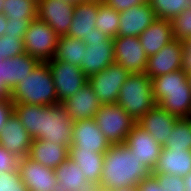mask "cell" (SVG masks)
<instances>
[{
	"label": "cell",
	"instance_id": "cell-1",
	"mask_svg": "<svg viewBox=\"0 0 191 191\" xmlns=\"http://www.w3.org/2000/svg\"><path fill=\"white\" fill-rule=\"evenodd\" d=\"M151 174L126 144H111L104 153L100 183L110 191L137 186Z\"/></svg>",
	"mask_w": 191,
	"mask_h": 191
},
{
	"label": "cell",
	"instance_id": "cell-2",
	"mask_svg": "<svg viewBox=\"0 0 191 191\" xmlns=\"http://www.w3.org/2000/svg\"><path fill=\"white\" fill-rule=\"evenodd\" d=\"M13 103L55 105L57 95L48 63L37 67L8 94Z\"/></svg>",
	"mask_w": 191,
	"mask_h": 191
},
{
	"label": "cell",
	"instance_id": "cell-3",
	"mask_svg": "<svg viewBox=\"0 0 191 191\" xmlns=\"http://www.w3.org/2000/svg\"><path fill=\"white\" fill-rule=\"evenodd\" d=\"M116 103L137 122L156 105L151 78L145 73H130L120 89Z\"/></svg>",
	"mask_w": 191,
	"mask_h": 191
},
{
	"label": "cell",
	"instance_id": "cell-4",
	"mask_svg": "<svg viewBox=\"0 0 191 191\" xmlns=\"http://www.w3.org/2000/svg\"><path fill=\"white\" fill-rule=\"evenodd\" d=\"M73 122L62 103L41 105L40 140L72 146Z\"/></svg>",
	"mask_w": 191,
	"mask_h": 191
},
{
	"label": "cell",
	"instance_id": "cell-5",
	"mask_svg": "<svg viewBox=\"0 0 191 191\" xmlns=\"http://www.w3.org/2000/svg\"><path fill=\"white\" fill-rule=\"evenodd\" d=\"M93 119L110 144H124L128 133L136 124L117 103L101 104Z\"/></svg>",
	"mask_w": 191,
	"mask_h": 191
},
{
	"label": "cell",
	"instance_id": "cell-6",
	"mask_svg": "<svg viewBox=\"0 0 191 191\" xmlns=\"http://www.w3.org/2000/svg\"><path fill=\"white\" fill-rule=\"evenodd\" d=\"M58 38L46 22L33 19L23 37L25 51L40 63H47L55 56Z\"/></svg>",
	"mask_w": 191,
	"mask_h": 191
},
{
	"label": "cell",
	"instance_id": "cell-7",
	"mask_svg": "<svg viewBox=\"0 0 191 191\" xmlns=\"http://www.w3.org/2000/svg\"><path fill=\"white\" fill-rule=\"evenodd\" d=\"M86 44V53L83 62L80 63V69L88 78L115 63L112 38L103 32L93 29Z\"/></svg>",
	"mask_w": 191,
	"mask_h": 191
},
{
	"label": "cell",
	"instance_id": "cell-8",
	"mask_svg": "<svg viewBox=\"0 0 191 191\" xmlns=\"http://www.w3.org/2000/svg\"><path fill=\"white\" fill-rule=\"evenodd\" d=\"M47 63L55 85L57 104L73 96L88 83V77L77 66L54 58Z\"/></svg>",
	"mask_w": 191,
	"mask_h": 191
},
{
	"label": "cell",
	"instance_id": "cell-9",
	"mask_svg": "<svg viewBox=\"0 0 191 191\" xmlns=\"http://www.w3.org/2000/svg\"><path fill=\"white\" fill-rule=\"evenodd\" d=\"M129 75L130 73L121 65L113 63L89 77L88 83L102 104H115L120 89Z\"/></svg>",
	"mask_w": 191,
	"mask_h": 191
},
{
	"label": "cell",
	"instance_id": "cell-10",
	"mask_svg": "<svg viewBox=\"0 0 191 191\" xmlns=\"http://www.w3.org/2000/svg\"><path fill=\"white\" fill-rule=\"evenodd\" d=\"M115 63L129 73H145L148 55L144 51L139 37L112 38Z\"/></svg>",
	"mask_w": 191,
	"mask_h": 191
},
{
	"label": "cell",
	"instance_id": "cell-11",
	"mask_svg": "<svg viewBox=\"0 0 191 191\" xmlns=\"http://www.w3.org/2000/svg\"><path fill=\"white\" fill-rule=\"evenodd\" d=\"M40 62L27 53L0 61V94H9Z\"/></svg>",
	"mask_w": 191,
	"mask_h": 191
},
{
	"label": "cell",
	"instance_id": "cell-12",
	"mask_svg": "<svg viewBox=\"0 0 191 191\" xmlns=\"http://www.w3.org/2000/svg\"><path fill=\"white\" fill-rule=\"evenodd\" d=\"M75 4L63 0H39L37 18L46 22L60 36L67 35Z\"/></svg>",
	"mask_w": 191,
	"mask_h": 191
},
{
	"label": "cell",
	"instance_id": "cell-13",
	"mask_svg": "<svg viewBox=\"0 0 191 191\" xmlns=\"http://www.w3.org/2000/svg\"><path fill=\"white\" fill-rule=\"evenodd\" d=\"M124 144L136 155L141 164L153 172L163 146L156 142L150 133L136 123Z\"/></svg>",
	"mask_w": 191,
	"mask_h": 191
},
{
	"label": "cell",
	"instance_id": "cell-14",
	"mask_svg": "<svg viewBox=\"0 0 191 191\" xmlns=\"http://www.w3.org/2000/svg\"><path fill=\"white\" fill-rule=\"evenodd\" d=\"M184 41L174 39L155 55L148 57L145 74L151 79L182 69Z\"/></svg>",
	"mask_w": 191,
	"mask_h": 191
},
{
	"label": "cell",
	"instance_id": "cell-15",
	"mask_svg": "<svg viewBox=\"0 0 191 191\" xmlns=\"http://www.w3.org/2000/svg\"><path fill=\"white\" fill-rule=\"evenodd\" d=\"M20 177L29 191H53L57 182L54 169L26 156L19 159Z\"/></svg>",
	"mask_w": 191,
	"mask_h": 191
},
{
	"label": "cell",
	"instance_id": "cell-16",
	"mask_svg": "<svg viewBox=\"0 0 191 191\" xmlns=\"http://www.w3.org/2000/svg\"><path fill=\"white\" fill-rule=\"evenodd\" d=\"M110 145L93 118L73 122L72 146L69 148L105 153Z\"/></svg>",
	"mask_w": 191,
	"mask_h": 191
},
{
	"label": "cell",
	"instance_id": "cell-17",
	"mask_svg": "<svg viewBox=\"0 0 191 191\" xmlns=\"http://www.w3.org/2000/svg\"><path fill=\"white\" fill-rule=\"evenodd\" d=\"M33 138L13 112L0 131V145L19 159L29 155Z\"/></svg>",
	"mask_w": 191,
	"mask_h": 191
},
{
	"label": "cell",
	"instance_id": "cell-18",
	"mask_svg": "<svg viewBox=\"0 0 191 191\" xmlns=\"http://www.w3.org/2000/svg\"><path fill=\"white\" fill-rule=\"evenodd\" d=\"M156 19L148 2L130 7L126 11L120 12L117 36L139 37Z\"/></svg>",
	"mask_w": 191,
	"mask_h": 191
},
{
	"label": "cell",
	"instance_id": "cell-19",
	"mask_svg": "<svg viewBox=\"0 0 191 191\" xmlns=\"http://www.w3.org/2000/svg\"><path fill=\"white\" fill-rule=\"evenodd\" d=\"M98 12V1L81 0L73 9V19L66 36L77 38L84 43L95 29L96 16Z\"/></svg>",
	"mask_w": 191,
	"mask_h": 191
},
{
	"label": "cell",
	"instance_id": "cell-20",
	"mask_svg": "<svg viewBox=\"0 0 191 191\" xmlns=\"http://www.w3.org/2000/svg\"><path fill=\"white\" fill-rule=\"evenodd\" d=\"M72 122L91 119L101 107L98 96L94 93L89 83L85 84L73 96L62 102Z\"/></svg>",
	"mask_w": 191,
	"mask_h": 191
},
{
	"label": "cell",
	"instance_id": "cell-21",
	"mask_svg": "<svg viewBox=\"0 0 191 191\" xmlns=\"http://www.w3.org/2000/svg\"><path fill=\"white\" fill-rule=\"evenodd\" d=\"M177 117L155 105L146 112L136 123L150 133L156 142L164 146L174 127Z\"/></svg>",
	"mask_w": 191,
	"mask_h": 191
},
{
	"label": "cell",
	"instance_id": "cell-22",
	"mask_svg": "<svg viewBox=\"0 0 191 191\" xmlns=\"http://www.w3.org/2000/svg\"><path fill=\"white\" fill-rule=\"evenodd\" d=\"M156 105L179 118H191V89L153 91Z\"/></svg>",
	"mask_w": 191,
	"mask_h": 191
},
{
	"label": "cell",
	"instance_id": "cell-23",
	"mask_svg": "<svg viewBox=\"0 0 191 191\" xmlns=\"http://www.w3.org/2000/svg\"><path fill=\"white\" fill-rule=\"evenodd\" d=\"M139 38L148 57L155 55L165 45L174 40L172 23L169 20L157 18L140 34Z\"/></svg>",
	"mask_w": 191,
	"mask_h": 191
},
{
	"label": "cell",
	"instance_id": "cell-24",
	"mask_svg": "<svg viewBox=\"0 0 191 191\" xmlns=\"http://www.w3.org/2000/svg\"><path fill=\"white\" fill-rule=\"evenodd\" d=\"M191 172V150H169L162 147L159 160L152 173L185 177Z\"/></svg>",
	"mask_w": 191,
	"mask_h": 191
},
{
	"label": "cell",
	"instance_id": "cell-25",
	"mask_svg": "<svg viewBox=\"0 0 191 191\" xmlns=\"http://www.w3.org/2000/svg\"><path fill=\"white\" fill-rule=\"evenodd\" d=\"M68 153L69 149L65 145L33 139L28 156L48 168L55 169L68 158Z\"/></svg>",
	"mask_w": 191,
	"mask_h": 191
},
{
	"label": "cell",
	"instance_id": "cell-26",
	"mask_svg": "<svg viewBox=\"0 0 191 191\" xmlns=\"http://www.w3.org/2000/svg\"><path fill=\"white\" fill-rule=\"evenodd\" d=\"M68 157L81 168L86 180L100 182L104 153L82 150V148H69Z\"/></svg>",
	"mask_w": 191,
	"mask_h": 191
},
{
	"label": "cell",
	"instance_id": "cell-27",
	"mask_svg": "<svg viewBox=\"0 0 191 191\" xmlns=\"http://www.w3.org/2000/svg\"><path fill=\"white\" fill-rule=\"evenodd\" d=\"M57 182L53 191H74L86 178L81 168L69 157L54 169Z\"/></svg>",
	"mask_w": 191,
	"mask_h": 191
},
{
	"label": "cell",
	"instance_id": "cell-28",
	"mask_svg": "<svg viewBox=\"0 0 191 191\" xmlns=\"http://www.w3.org/2000/svg\"><path fill=\"white\" fill-rule=\"evenodd\" d=\"M87 44L77 38L60 36L58 38L54 59L68 62L80 68Z\"/></svg>",
	"mask_w": 191,
	"mask_h": 191
},
{
	"label": "cell",
	"instance_id": "cell-29",
	"mask_svg": "<svg viewBox=\"0 0 191 191\" xmlns=\"http://www.w3.org/2000/svg\"><path fill=\"white\" fill-rule=\"evenodd\" d=\"M13 112L33 139H40L41 105L14 103Z\"/></svg>",
	"mask_w": 191,
	"mask_h": 191
},
{
	"label": "cell",
	"instance_id": "cell-30",
	"mask_svg": "<svg viewBox=\"0 0 191 191\" xmlns=\"http://www.w3.org/2000/svg\"><path fill=\"white\" fill-rule=\"evenodd\" d=\"M163 147L169 150H191V118L177 119Z\"/></svg>",
	"mask_w": 191,
	"mask_h": 191
},
{
	"label": "cell",
	"instance_id": "cell-31",
	"mask_svg": "<svg viewBox=\"0 0 191 191\" xmlns=\"http://www.w3.org/2000/svg\"><path fill=\"white\" fill-rule=\"evenodd\" d=\"M3 14L7 19L32 21L37 18L36 0H4Z\"/></svg>",
	"mask_w": 191,
	"mask_h": 191
},
{
	"label": "cell",
	"instance_id": "cell-32",
	"mask_svg": "<svg viewBox=\"0 0 191 191\" xmlns=\"http://www.w3.org/2000/svg\"><path fill=\"white\" fill-rule=\"evenodd\" d=\"M96 18V29L103 32L110 38L117 37L120 20V13L118 11L107 6L104 2L98 1V12Z\"/></svg>",
	"mask_w": 191,
	"mask_h": 191
},
{
	"label": "cell",
	"instance_id": "cell-33",
	"mask_svg": "<svg viewBox=\"0 0 191 191\" xmlns=\"http://www.w3.org/2000/svg\"><path fill=\"white\" fill-rule=\"evenodd\" d=\"M156 18L172 21L186 8L191 6L189 0H147Z\"/></svg>",
	"mask_w": 191,
	"mask_h": 191
},
{
	"label": "cell",
	"instance_id": "cell-34",
	"mask_svg": "<svg viewBox=\"0 0 191 191\" xmlns=\"http://www.w3.org/2000/svg\"><path fill=\"white\" fill-rule=\"evenodd\" d=\"M151 81L153 91L191 89L188 82V73L183 69L154 77Z\"/></svg>",
	"mask_w": 191,
	"mask_h": 191
},
{
	"label": "cell",
	"instance_id": "cell-35",
	"mask_svg": "<svg viewBox=\"0 0 191 191\" xmlns=\"http://www.w3.org/2000/svg\"><path fill=\"white\" fill-rule=\"evenodd\" d=\"M26 53L23 37L3 35L0 37V61Z\"/></svg>",
	"mask_w": 191,
	"mask_h": 191
},
{
	"label": "cell",
	"instance_id": "cell-36",
	"mask_svg": "<svg viewBox=\"0 0 191 191\" xmlns=\"http://www.w3.org/2000/svg\"><path fill=\"white\" fill-rule=\"evenodd\" d=\"M174 39L187 41L191 37V6L186 8L180 15L172 21Z\"/></svg>",
	"mask_w": 191,
	"mask_h": 191
},
{
	"label": "cell",
	"instance_id": "cell-37",
	"mask_svg": "<svg viewBox=\"0 0 191 191\" xmlns=\"http://www.w3.org/2000/svg\"><path fill=\"white\" fill-rule=\"evenodd\" d=\"M0 191H29L20 177L19 170L0 173Z\"/></svg>",
	"mask_w": 191,
	"mask_h": 191
},
{
	"label": "cell",
	"instance_id": "cell-38",
	"mask_svg": "<svg viewBox=\"0 0 191 191\" xmlns=\"http://www.w3.org/2000/svg\"><path fill=\"white\" fill-rule=\"evenodd\" d=\"M152 175L157 179L163 191H186L184 177L163 173H152Z\"/></svg>",
	"mask_w": 191,
	"mask_h": 191
},
{
	"label": "cell",
	"instance_id": "cell-39",
	"mask_svg": "<svg viewBox=\"0 0 191 191\" xmlns=\"http://www.w3.org/2000/svg\"><path fill=\"white\" fill-rule=\"evenodd\" d=\"M19 158L0 145V173L18 169Z\"/></svg>",
	"mask_w": 191,
	"mask_h": 191
},
{
	"label": "cell",
	"instance_id": "cell-40",
	"mask_svg": "<svg viewBox=\"0 0 191 191\" xmlns=\"http://www.w3.org/2000/svg\"><path fill=\"white\" fill-rule=\"evenodd\" d=\"M29 24H30V21L7 19V27H6L5 35L24 37L29 27Z\"/></svg>",
	"mask_w": 191,
	"mask_h": 191
},
{
	"label": "cell",
	"instance_id": "cell-41",
	"mask_svg": "<svg viewBox=\"0 0 191 191\" xmlns=\"http://www.w3.org/2000/svg\"><path fill=\"white\" fill-rule=\"evenodd\" d=\"M14 103L8 94H0V131L4 127L9 116L13 113Z\"/></svg>",
	"mask_w": 191,
	"mask_h": 191
},
{
	"label": "cell",
	"instance_id": "cell-42",
	"mask_svg": "<svg viewBox=\"0 0 191 191\" xmlns=\"http://www.w3.org/2000/svg\"><path fill=\"white\" fill-rule=\"evenodd\" d=\"M102 2L120 13L126 11L130 7L142 5L147 2V0H102Z\"/></svg>",
	"mask_w": 191,
	"mask_h": 191
},
{
	"label": "cell",
	"instance_id": "cell-43",
	"mask_svg": "<svg viewBox=\"0 0 191 191\" xmlns=\"http://www.w3.org/2000/svg\"><path fill=\"white\" fill-rule=\"evenodd\" d=\"M138 191H163L157 179L151 174L149 177L144 178L138 185Z\"/></svg>",
	"mask_w": 191,
	"mask_h": 191
},
{
	"label": "cell",
	"instance_id": "cell-44",
	"mask_svg": "<svg viewBox=\"0 0 191 191\" xmlns=\"http://www.w3.org/2000/svg\"><path fill=\"white\" fill-rule=\"evenodd\" d=\"M182 69L187 73L191 72V37L184 41Z\"/></svg>",
	"mask_w": 191,
	"mask_h": 191
},
{
	"label": "cell",
	"instance_id": "cell-45",
	"mask_svg": "<svg viewBox=\"0 0 191 191\" xmlns=\"http://www.w3.org/2000/svg\"><path fill=\"white\" fill-rule=\"evenodd\" d=\"M74 191H108V189L100 182L86 180L79 188Z\"/></svg>",
	"mask_w": 191,
	"mask_h": 191
},
{
	"label": "cell",
	"instance_id": "cell-46",
	"mask_svg": "<svg viewBox=\"0 0 191 191\" xmlns=\"http://www.w3.org/2000/svg\"><path fill=\"white\" fill-rule=\"evenodd\" d=\"M7 27V18L4 14H0V37L3 36L6 32Z\"/></svg>",
	"mask_w": 191,
	"mask_h": 191
},
{
	"label": "cell",
	"instance_id": "cell-47",
	"mask_svg": "<svg viewBox=\"0 0 191 191\" xmlns=\"http://www.w3.org/2000/svg\"><path fill=\"white\" fill-rule=\"evenodd\" d=\"M186 191H191V172L184 177Z\"/></svg>",
	"mask_w": 191,
	"mask_h": 191
},
{
	"label": "cell",
	"instance_id": "cell-48",
	"mask_svg": "<svg viewBox=\"0 0 191 191\" xmlns=\"http://www.w3.org/2000/svg\"><path fill=\"white\" fill-rule=\"evenodd\" d=\"M110 191H138L137 186L119 188V189H112Z\"/></svg>",
	"mask_w": 191,
	"mask_h": 191
},
{
	"label": "cell",
	"instance_id": "cell-49",
	"mask_svg": "<svg viewBox=\"0 0 191 191\" xmlns=\"http://www.w3.org/2000/svg\"><path fill=\"white\" fill-rule=\"evenodd\" d=\"M3 4H4V0H0V14H3Z\"/></svg>",
	"mask_w": 191,
	"mask_h": 191
},
{
	"label": "cell",
	"instance_id": "cell-50",
	"mask_svg": "<svg viewBox=\"0 0 191 191\" xmlns=\"http://www.w3.org/2000/svg\"><path fill=\"white\" fill-rule=\"evenodd\" d=\"M63 1H66V2H70V3L76 4L77 2H79V1H81V0H63Z\"/></svg>",
	"mask_w": 191,
	"mask_h": 191
},
{
	"label": "cell",
	"instance_id": "cell-51",
	"mask_svg": "<svg viewBox=\"0 0 191 191\" xmlns=\"http://www.w3.org/2000/svg\"><path fill=\"white\" fill-rule=\"evenodd\" d=\"M188 82H189V85H190V88H191V72L188 73Z\"/></svg>",
	"mask_w": 191,
	"mask_h": 191
}]
</instances>
